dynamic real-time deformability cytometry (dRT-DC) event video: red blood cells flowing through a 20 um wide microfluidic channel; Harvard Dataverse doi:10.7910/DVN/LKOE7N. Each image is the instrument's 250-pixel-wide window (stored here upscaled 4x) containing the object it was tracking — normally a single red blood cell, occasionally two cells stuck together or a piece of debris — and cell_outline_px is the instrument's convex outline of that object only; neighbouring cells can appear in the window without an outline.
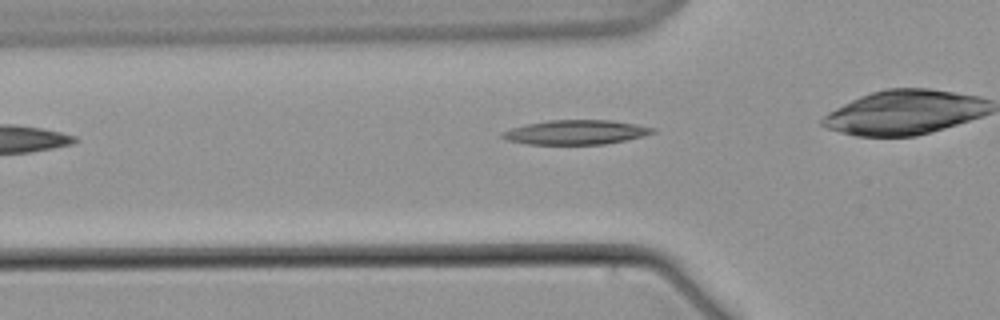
{"species": "common noctule bat (a hibernating species)", "species_latin": "Nyctalus noctula", "temperature_condition": "warm", "stored_images_in_passage": 5, "camera_frame_rate_fps": 3000, "um_per_image_px": 0.085, "animal": {"sex": "male", "body_mass_g": 21.5, "forearm_length_mm": 52.0}, "frame": {"image": 1, "passage_image": 5, "time_ms": 5.667, "image_size_px": [1000, 320], "cell_outline_px": [[656, 132], [624, 140], [604, 144], [528, 144], [508, 140], [500, 136], [500, 132], [512, 128], [528, 124], [548, 120], [612, 120], [636, 124], [656, 128]], "centroid_in_image_um": [48.94, 11.23], "position_along_channel_um": 76.9, "area_um2": 21.21}}